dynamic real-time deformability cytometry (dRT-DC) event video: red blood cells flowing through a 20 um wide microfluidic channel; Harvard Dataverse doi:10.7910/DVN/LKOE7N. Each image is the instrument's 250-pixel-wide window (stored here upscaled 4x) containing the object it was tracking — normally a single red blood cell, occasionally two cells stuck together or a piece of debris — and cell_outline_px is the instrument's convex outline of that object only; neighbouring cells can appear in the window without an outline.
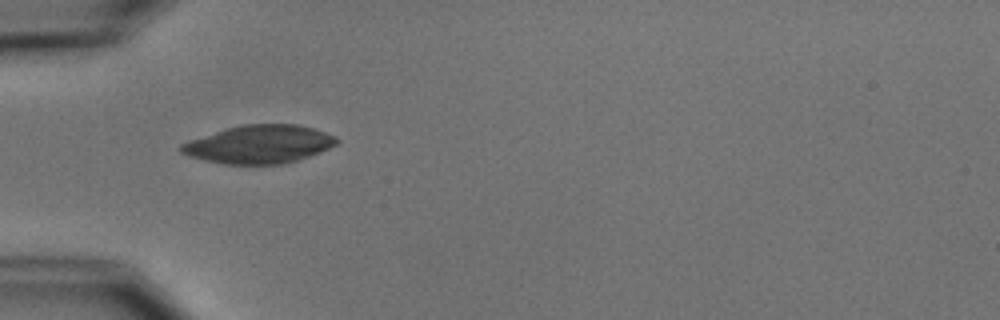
{"species": "common noctule bat (a hibernating species)", "species_latin": "Nyctalus noctula", "temperature_condition": "cold", "stored_images_in_passage": 4, "camera_frame_rate_fps": 3000, "um_per_image_px": 0.085, "animal": {"sex": "male", "body_mass_g": 15.6}, "frame": {"image": 1, "passage_image": 1, "time_ms": 0.0, "image_size_px": [1000, 320], "cell_outline_px": [[340, 140], [336, 144], [320, 152], [296, 160], [280, 164], [224, 164], [204, 160], [188, 156], [180, 152], [180, 144], [188, 140], [228, 128], [244, 124], [296, 124], [312, 128], [336, 136]], "centroid_in_image_um": [22.01, 12.26], "position_along_channel_um": 63.0, "area_um2": 34.39}}
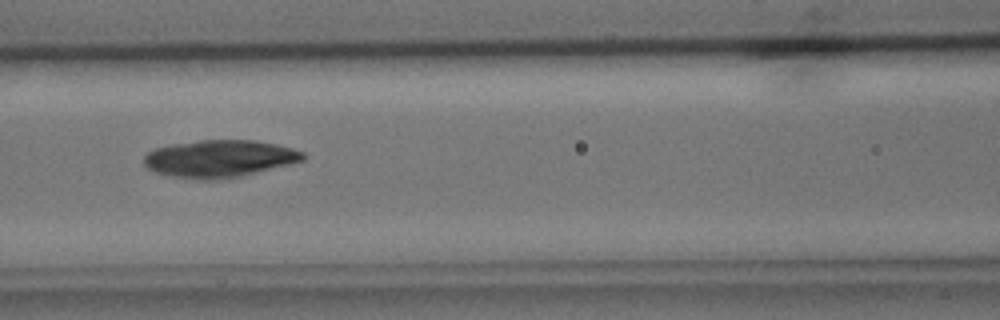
{"frame": {"image": 2, "passage_image": 3, "time_ms": 2.333, "image_size_px": [1000, 320], "cell_outline_px": [[304, 160], [240, 176], [216, 180], [200, 180], [172, 176], [156, 172], [148, 168], [144, 164], [144, 156], [148, 152], [156, 148], [176, 144], [200, 140], [256, 140], [276, 144], [292, 148], [304, 152]], "centroid_in_image_um": [18.65, 13.48], "position_along_channel_um": 148.0, "area_um2": 34.22}}
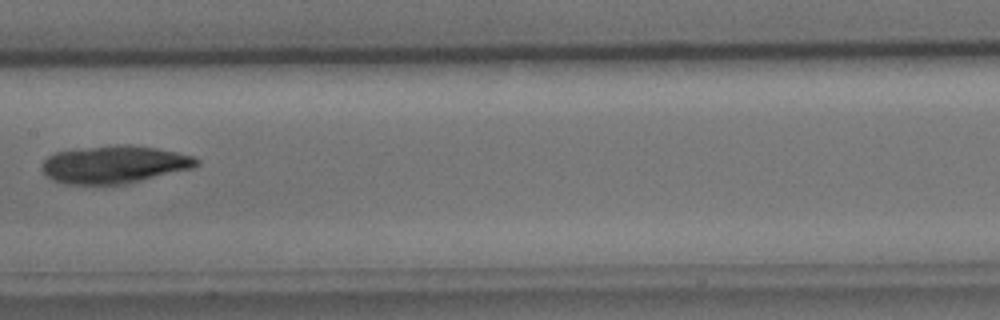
{"frame": {"image": 3, "passage_image": 4, "time_ms": 3.667, "image_size_px": [1000, 320], "cell_outline_px": [[200, 164], [192, 168], [128, 184], [64, 184], [52, 180], [40, 168], [40, 164], [48, 156], [56, 152], [76, 148], [116, 144], [128, 144], [156, 148], [176, 152], [192, 156], [200, 160]], "centroid_in_image_um": [9.7, 13.97], "position_along_channel_um": 197.7, "area_um2": 34.28}}